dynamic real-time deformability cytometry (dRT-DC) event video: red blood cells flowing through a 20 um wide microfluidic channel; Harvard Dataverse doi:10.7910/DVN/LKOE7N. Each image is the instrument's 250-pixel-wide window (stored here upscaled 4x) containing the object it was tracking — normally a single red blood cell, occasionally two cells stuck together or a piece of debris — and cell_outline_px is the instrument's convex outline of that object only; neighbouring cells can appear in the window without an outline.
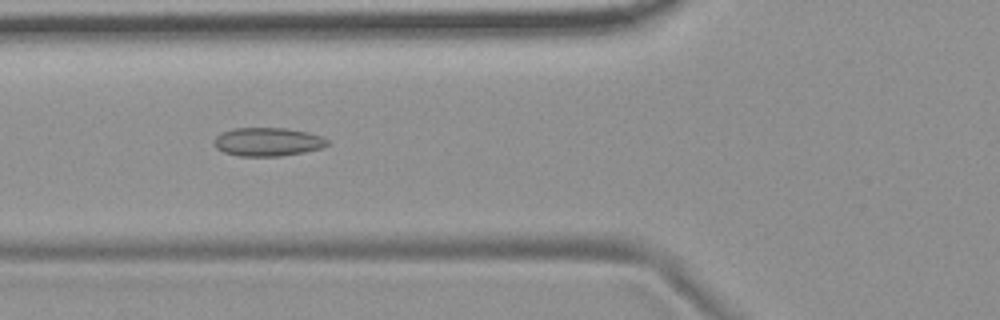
{"species": "common noctule bat (a hibernating species)", "species_latin": "Nyctalus noctula", "temperature_condition": "room temperature", "stored_images_in_passage": 54, "camera_frame_rate_fps": 3000, "um_per_image_px": 0.085, "animal": {"sex": "female", "body_mass_g": 19.9}, "frame": {"image": 1, "passage_image": 20, "time_ms": 6.333, "image_size_px": [1000, 320], "cell_outline_px": [[328, 144], [320, 148], [304, 152], [280, 156], [236, 156], [224, 152], [216, 148], [216, 136], [220, 132], [232, 128], [284, 128], [308, 132], [324, 136], [328, 140]], "centroid_in_image_um": [22.76, 12.05], "position_along_channel_um": 103.0, "area_um2": 18.84}}
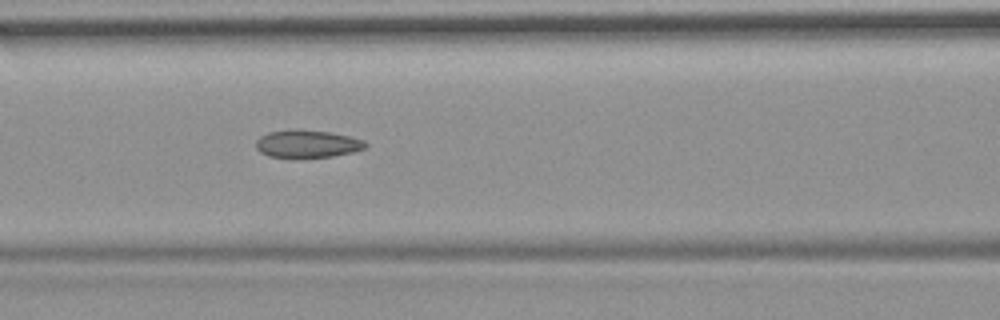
{"frame": {"image": 2, "passage_image": 23, "time_ms": 7.333, "image_size_px": [1000, 320], "cell_outline_px": [[368, 144], [364, 148], [352, 152], [332, 156], [268, 156], [260, 152], [256, 148], [256, 140], [260, 136], [268, 132], [292, 128], [296, 128], [328, 132], [348, 136], [364, 140]], "centroid_in_image_um": [26.09, 12.19], "position_along_channel_um": 140.5, "area_um2": 17.4}}
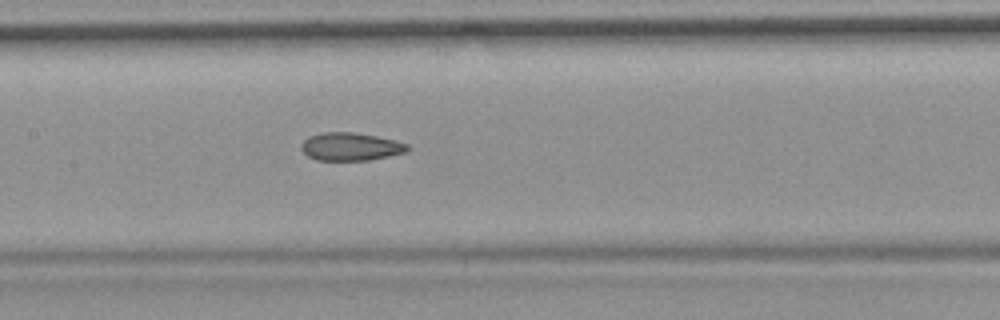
{"frame": {"image": 3, "passage_image": 26, "time_ms": 8.333, "image_size_px": [1000, 320], "cell_outline_px": [[412, 148], [408, 152], [368, 160], [316, 160], [308, 156], [300, 148], [300, 144], [308, 136], [324, 132], [352, 132], [376, 136], [396, 140], [408, 144]], "centroid_in_image_um": [29.82, 12.46], "position_along_channel_um": 177.6, "area_um2": 17.46}, "authors_computed_cell_mechanics": {"area_um2": 18.1492, "velocity_mm_per_s": 3.7223, "shape_relaxation_time_tau1_ms": null, "shape_relaxation_time_tau2_ms": 3.2627, "deformation_change_tau1": null, "deformation_change_tau2": 0.0976}}